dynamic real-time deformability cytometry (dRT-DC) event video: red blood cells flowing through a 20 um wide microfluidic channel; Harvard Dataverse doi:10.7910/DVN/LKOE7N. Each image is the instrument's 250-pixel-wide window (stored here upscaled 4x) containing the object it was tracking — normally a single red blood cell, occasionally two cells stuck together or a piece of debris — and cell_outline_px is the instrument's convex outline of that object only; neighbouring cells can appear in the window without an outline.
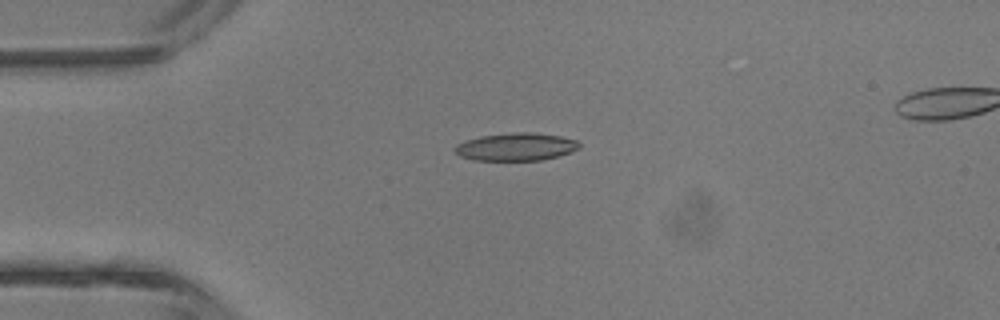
{"species": "common noctule bat (a hibernating species)", "species_latin": "Nyctalus noctula", "temperature_condition": "room temperature", "stored_images_in_passage": 2, "camera_frame_rate_fps": 3000, "um_per_image_px": 0.085, "animal": {"sex": "male", "body_mass_g": 13.3}, "frame": {"image": 1, "passage_image": 1, "time_ms": 0.0, "image_size_px": [1000, 320], "cell_outline_px": [[580, 148], [556, 156], [540, 160], [476, 160], [460, 156], [452, 148], [456, 144], [480, 136], [512, 132], [528, 132], [560, 136], [576, 140], [580, 144]], "centroid_in_image_um": [43.83, 12.47], "position_along_channel_um": 41.2, "area_um2": 19.88}}